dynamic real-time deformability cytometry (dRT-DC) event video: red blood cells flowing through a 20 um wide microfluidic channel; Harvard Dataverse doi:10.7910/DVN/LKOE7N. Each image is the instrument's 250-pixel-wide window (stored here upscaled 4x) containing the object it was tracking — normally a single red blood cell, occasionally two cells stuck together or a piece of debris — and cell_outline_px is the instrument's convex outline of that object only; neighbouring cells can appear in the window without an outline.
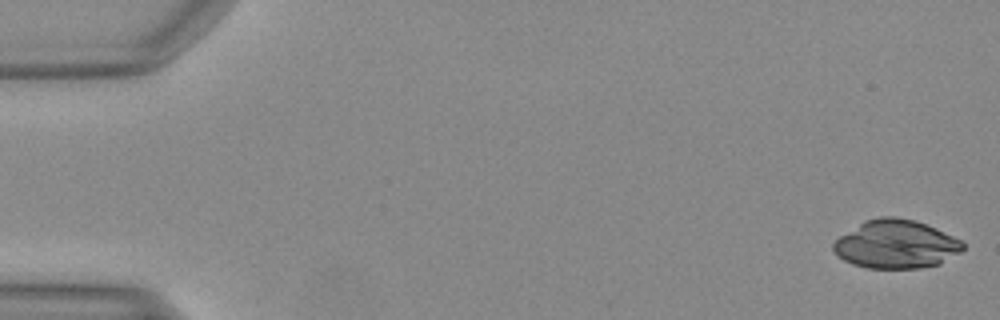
{"species": "Egyptian fruit bat (a non-hibernating species)", "species_latin": "Rousettus aegyptiacus", "temperature_condition": "warm", "stored_images_in_passage": 49, "camera_frame_rate_fps": 3000, "um_per_image_px": 0.085, "animal": {"sex": "female"}, "frame": {"image": 1, "passage_image": 1, "time_ms": 0.0, "image_size_px": [1000, 320], "cell_outline_px": [[964, 248], [960, 252], [940, 264], [920, 268], [868, 268], [852, 264], [836, 256], [832, 248], [832, 244], [840, 236], [860, 224], [868, 220], [880, 216], [892, 216], [916, 220], [936, 228], [960, 240], [964, 244]], "centroid_in_image_um": [76.16, 20.77], "position_along_channel_um": 8.8, "area_um2": 36.41}}